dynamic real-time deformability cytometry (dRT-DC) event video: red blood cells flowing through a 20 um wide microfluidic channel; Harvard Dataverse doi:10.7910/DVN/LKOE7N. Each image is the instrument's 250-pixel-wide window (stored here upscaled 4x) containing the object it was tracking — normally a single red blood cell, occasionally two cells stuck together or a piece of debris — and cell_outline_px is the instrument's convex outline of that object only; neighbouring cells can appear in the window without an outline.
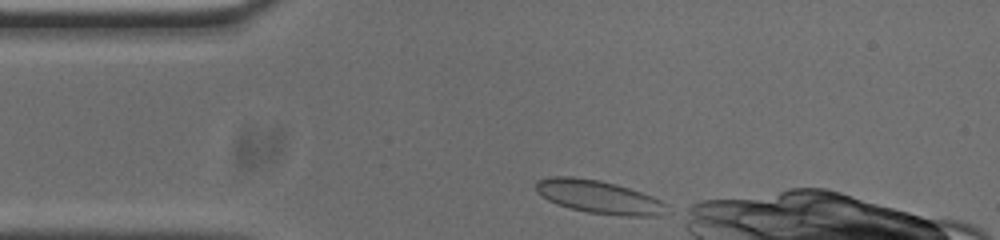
{"species": "common noctule bat (a hibernating species)", "species_latin": "Nyctalus noctula", "temperature_condition": "cold", "stored_images_in_passage": 16, "camera_frame_rate_fps": 3000, "um_per_image_px": 0.085, "animal": {"sex": "male", "body_mass_g": 20.0, "forearm_length_mm": 53.3}, "frame": {"image": 1, "passage_image": 1, "time_ms": 0.0, "image_size_px": [1000, 240], "cell_outline_px": [[668, 204], [660, 216], [624, 216], [588, 212], [556, 204], [548, 200], [536, 192], [536, 180], [552, 176], [572, 176], [600, 180], [616, 184], [652, 196]], "centroid_in_image_um": [50.87, 16.73], "position_along_channel_um": 34.1, "area_um2": 25.14}}
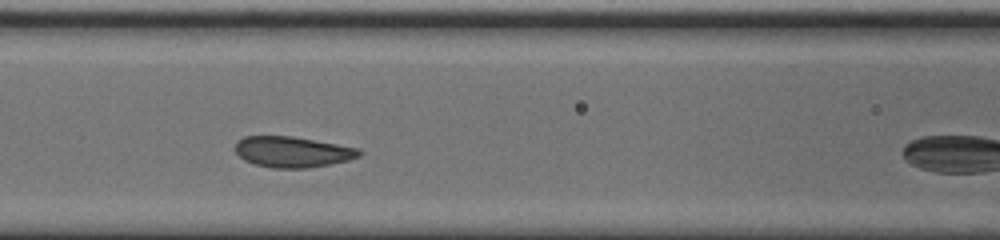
{"frame": {"image": 2, "passage_image": 12, "time_ms": 3.667, "image_size_px": [1000, 240], "cell_outline_px": [[364, 152], [360, 156], [348, 160], [308, 168], [272, 168], [256, 164], [244, 160], [236, 152], [236, 140], [244, 136], [292, 136], [360, 148]], "centroid_in_image_um": [24.88, 12.9], "position_along_channel_um": 141.7, "area_um2": 22.25}}
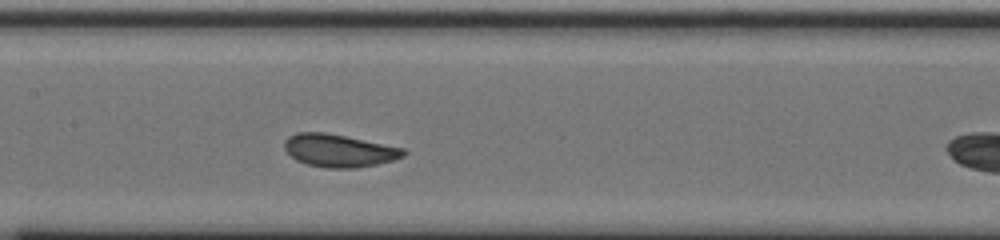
{"frame": {"image": 3, "passage_image": 15, "time_ms": 4.667, "image_size_px": [1000, 240], "cell_outline_px": [[408, 152], [404, 156], [392, 160], [376, 164], [356, 168], [328, 168], [308, 164], [296, 160], [284, 148], [284, 140], [288, 136], [296, 132], [324, 132], [404, 148]], "centroid_in_image_um": [28.8, 12.79], "position_along_channel_um": 178.6, "area_um2": 22.54}}